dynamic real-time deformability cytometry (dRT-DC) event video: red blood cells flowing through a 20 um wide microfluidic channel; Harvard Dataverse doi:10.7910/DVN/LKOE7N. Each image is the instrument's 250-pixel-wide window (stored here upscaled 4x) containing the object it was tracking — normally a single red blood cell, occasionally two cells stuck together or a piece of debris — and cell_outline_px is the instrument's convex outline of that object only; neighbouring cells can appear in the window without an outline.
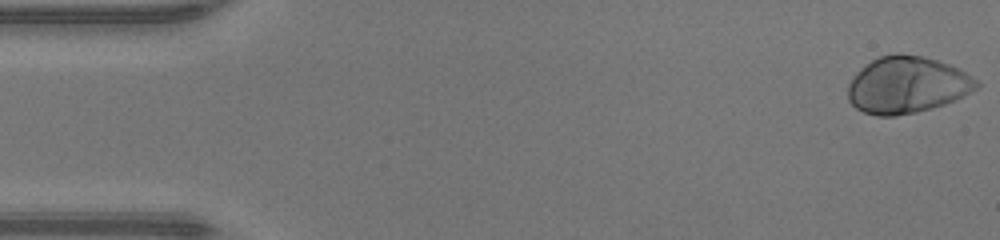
{"species": "human", "species_latin": "Homo sapiens", "temperature_condition": "warm", "stored_images_in_passage": 47, "camera_frame_rate_fps": 3000, "um_per_image_px": 0.085, "donor": {"sex": "male"}, "frame": {"image": 1, "passage_image": 1, "time_ms": 0.0, "image_size_px": [1000, 240], "cell_outline_px": [[980, 84], [976, 88], [956, 100], [932, 108], [916, 112], [892, 116], [876, 116], [864, 112], [856, 108], [848, 100], [848, 84], [856, 72], [860, 68], [872, 60], [880, 56], [900, 52], [924, 56], [960, 68], [972, 76]], "centroid_in_image_um": [77.08, 7.21], "position_along_channel_um": 7.9, "area_um2": 42.66}}
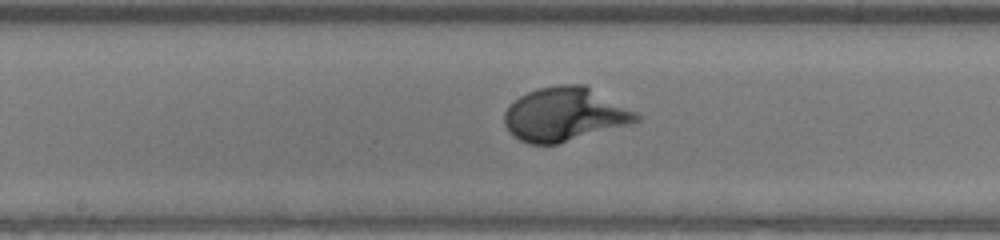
{"frame": {"image": 2, "passage_image": 24, "time_ms": 7.667, "image_size_px": [1000, 240], "cell_outline_px": [[640, 120], [628, 124], [556, 144], [528, 144], [512, 136], [508, 132], [504, 124], [504, 112], [520, 96], [528, 92], [540, 88], [560, 84], [584, 84], [636, 112], [640, 116]], "centroid_in_image_um": [47.96, 9.72], "position_along_channel_um": 200.2, "area_um2": 40.81}}
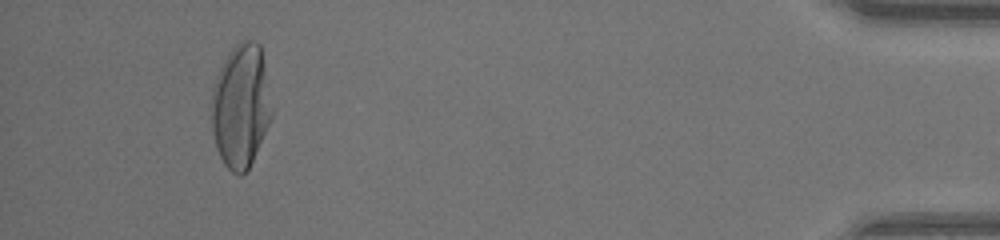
{"frame": {"image": 3, "passage_image": 44, "time_ms": 14.333, "image_size_px": [1000, 240], "cell_outline_px": [[272, 116], [252, 160], [248, 168], [240, 176], [232, 172], [224, 164], [220, 156], [216, 144], [212, 128], [212, 88], [216, 76], [228, 52], [240, 40], [256, 40], [260, 44], [272, 112]], "centroid_in_image_um": [20.45, 8.98], "position_along_channel_um": 414.7, "area_um2": 42.77}, "authors_computed_cell_mechanics": {"area_um2": 40.5178, "velocity_mm_per_s": 4.3469, "shape_relaxation_time_tau1_ms": 2.1131, "shape_relaxation_time_tau2_ms": null, "deformation_change_tau1": 0.1966, "deformation_change_tau2": null}}